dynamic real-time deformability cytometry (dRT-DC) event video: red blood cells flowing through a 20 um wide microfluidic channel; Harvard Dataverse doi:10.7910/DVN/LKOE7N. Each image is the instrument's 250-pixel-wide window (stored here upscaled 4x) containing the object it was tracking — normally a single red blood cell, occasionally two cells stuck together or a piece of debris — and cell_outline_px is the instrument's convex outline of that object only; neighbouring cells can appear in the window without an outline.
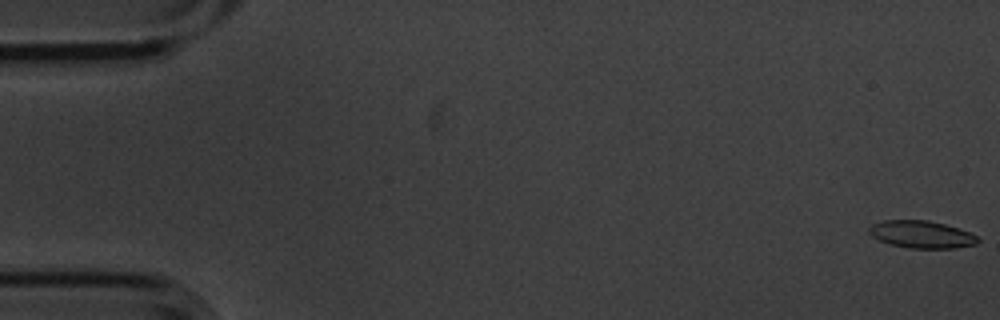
{"species": "common noctule bat (a hibernating species)", "species_latin": "Nyctalus noctula", "temperature_condition": "cold", "stored_images_in_passage": 16, "camera_frame_rate_fps": 3000, "um_per_image_px": 0.085, "animal": {"sex": "male", "body_mass_g": 20.1, "forearm_length_mm": 53.5}, "frame": {"image": 1, "passage_image": 1, "time_ms": 0.0, "image_size_px": [1000, 320], "cell_outline_px": [[980, 240], [976, 244], [956, 248], [908, 248], [888, 244], [872, 236], [868, 232], [868, 228], [872, 224], [884, 220], [928, 220], [944, 224], [968, 232], [976, 236]], "centroid_in_image_um": [78.29, 19.93], "position_along_channel_um": 6.7, "area_um2": 17.28}}
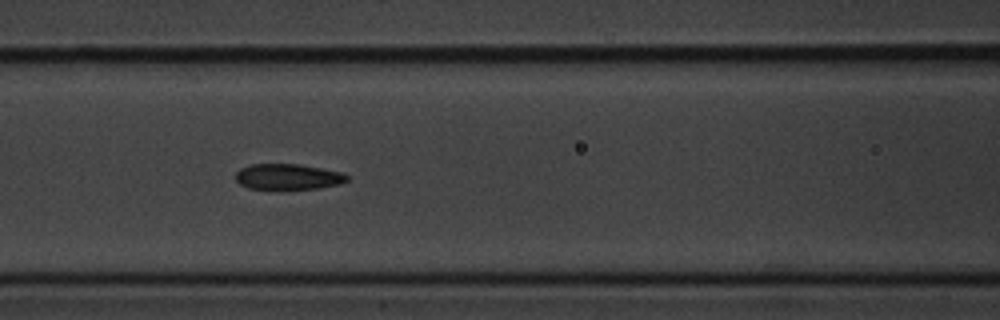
{"frame": {"image": 2, "passage_image": 7, "time_ms": 2.0, "image_size_px": [1000, 320], "cell_outline_px": [[348, 180], [340, 184], [320, 188], [280, 192], [248, 188], [240, 184], [236, 180], [236, 172], [240, 168], [252, 164], [300, 164], [344, 172], [348, 176]], "centroid_in_image_um": [24.48, 15.07], "position_along_channel_um": 142.1, "area_um2": 17.63}}
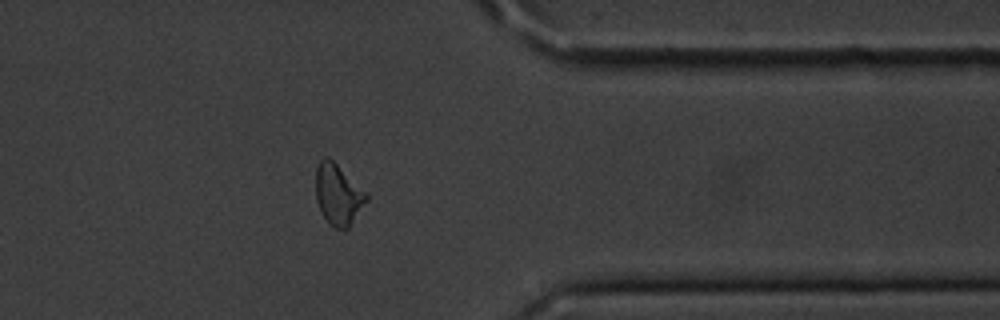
{"frame": {"image": 3, "passage_image": 13, "time_ms": 4.0, "image_size_px": [1000, 320], "cell_outline_px": [[368, 200], [348, 228], [344, 232], [336, 228], [320, 212], [316, 200], [316, 168], [320, 160], [324, 156], [328, 156], [368, 192]], "centroid_in_image_um": [28.75, 16.52], "position_along_channel_um": 382.6, "area_um2": 18.15}}